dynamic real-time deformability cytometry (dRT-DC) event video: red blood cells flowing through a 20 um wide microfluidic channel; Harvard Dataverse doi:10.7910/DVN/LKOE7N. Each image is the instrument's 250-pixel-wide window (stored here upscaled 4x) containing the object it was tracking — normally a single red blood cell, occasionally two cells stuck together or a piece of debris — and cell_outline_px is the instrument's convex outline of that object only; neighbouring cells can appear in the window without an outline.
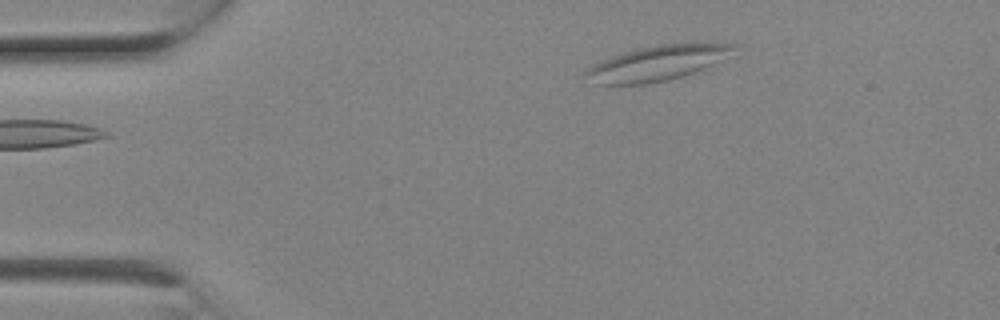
{"species": "Egyptian fruit bat (a non-hibernating species)", "species_latin": "Rousettus aegyptiacus", "temperature_condition": "room temperature", "stored_images_in_passage": 6, "camera_frame_rate_fps": 3000, "um_per_image_px": 0.085, "animal": {"sex": "female"}, "frame": {"image": 1, "passage_image": 6, "time_ms": 1.667, "image_size_px": [1000, 320], "cell_outline_px": [[740, 44], [712, 64], [696, 72], [684, 76], [668, 80], [648, 84], [596, 84], [584, 72], [588, 68], [612, 56], [624, 52], [640, 48], [660, 44]], "centroid_in_image_um": [55.82, 5.39], "position_along_channel_um": 29.2, "area_um2": 29.07}}